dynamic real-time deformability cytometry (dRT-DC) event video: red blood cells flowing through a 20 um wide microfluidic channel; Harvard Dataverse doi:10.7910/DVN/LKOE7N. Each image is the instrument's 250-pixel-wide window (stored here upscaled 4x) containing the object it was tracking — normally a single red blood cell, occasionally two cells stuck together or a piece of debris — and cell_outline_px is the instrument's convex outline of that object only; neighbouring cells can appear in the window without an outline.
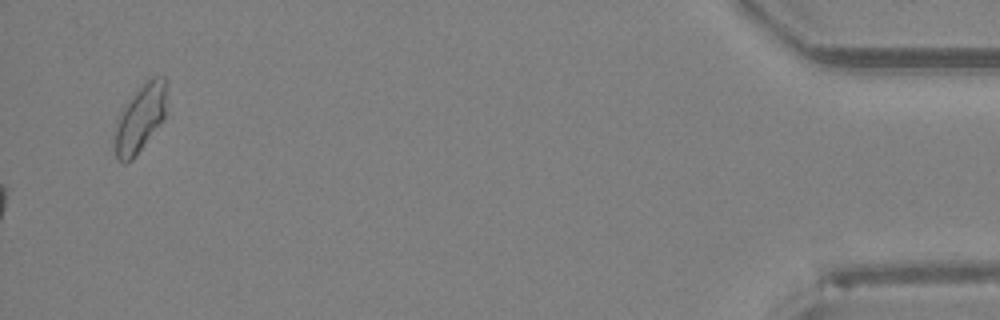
{"species": "Egyptian fruit bat (a non-hibernating species)", "species_latin": "Rousettus aegyptiacus", "temperature_condition": "room temperature", "stored_images_in_passage": 42, "camera_frame_rate_fps": 3000, "um_per_image_px": 0.085, "animal": {"sex": "female"}, "frame": {"image": 1, "passage_image": 42, "time_ms": 13.667, "image_size_px": [1000, 320], "cell_outline_px": [[168, 80], [164, 120], [136, 156], [132, 160], [124, 164], [116, 160], [112, 144], [116, 120], [124, 104], [148, 76], [164, 76]], "centroid_in_image_um": [11.89, 10.05], "position_along_channel_um": 423.3, "area_um2": 21.56}}